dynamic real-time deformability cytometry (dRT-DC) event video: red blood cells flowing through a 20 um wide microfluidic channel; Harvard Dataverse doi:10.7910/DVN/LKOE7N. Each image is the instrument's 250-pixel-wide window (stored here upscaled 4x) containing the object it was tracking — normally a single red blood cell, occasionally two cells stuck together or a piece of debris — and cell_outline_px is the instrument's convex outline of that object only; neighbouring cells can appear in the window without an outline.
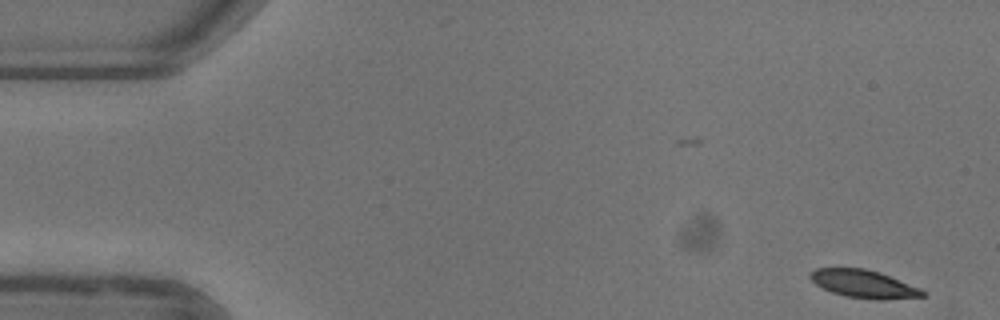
{"species": "common noctule bat (a hibernating species)", "species_latin": "Nyctalus noctula", "temperature_condition": "warm", "stored_images_in_passage": 51, "camera_frame_rate_fps": 3000, "um_per_image_px": 0.085, "animal": {"sex": "female"}, "frame": {"image": 1, "passage_image": 1, "time_ms": 0.0, "image_size_px": [1000, 320], "cell_outline_px": [[928, 296], [884, 300], [876, 300], [844, 296], [832, 292], [816, 284], [808, 276], [816, 268], [864, 268], [880, 272], [920, 288], [928, 292]], "centroid_in_image_um": [73.48, 24.15], "position_along_channel_um": 11.5, "area_um2": 18.38}}
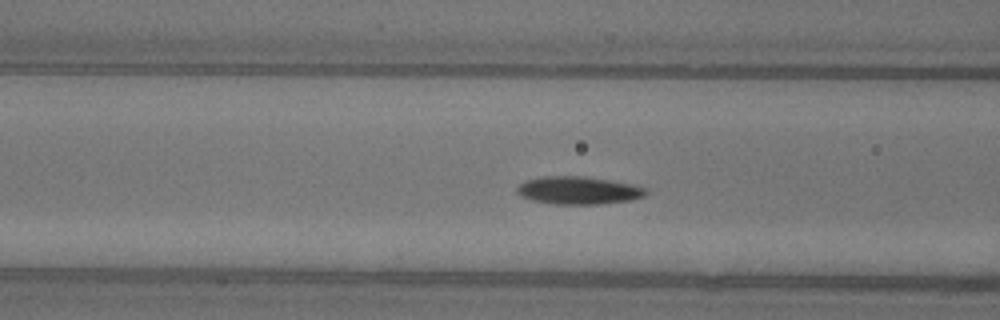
{"frame": {"image": 2, "passage_image": 19, "time_ms": 6.0, "image_size_px": [1000, 320], "cell_outline_px": [[648, 192], [644, 196], [632, 200], [600, 204], [552, 204], [532, 200], [520, 196], [516, 192], [516, 188], [524, 180], [540, 176], [584, 176], [632, 184], [644, 188]], "centroid_in_image_um": [49.12, 16.18], "position_along_channel_um": 117.5, "area_um2": 20.98}}
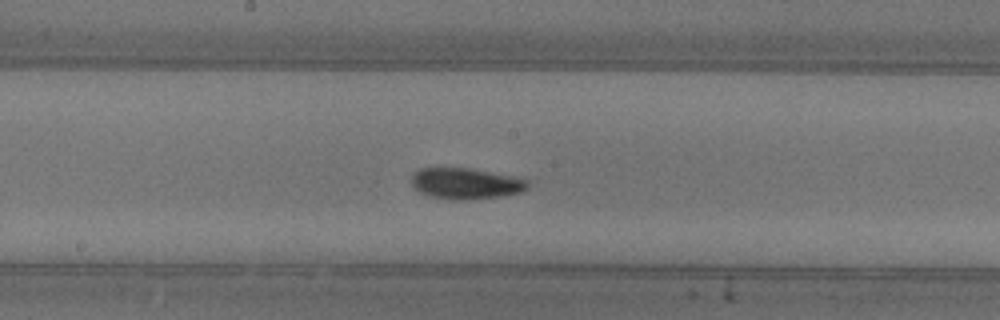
{"frame": {"image": 3, "passage_image": 26, "time_ms": 8.333, "image_size_px": [1000, 320], "cell_outline_px": [[528, 188], [520, 192], [500, 196], [464, 200], [452, 200], [432, 196], [420, 192], [412, 184], [412, 176], [420, 168], [472, 168], [528, 180]], "centroid_in_image_um": [39.58, 15.6], "position_along_channel_um": 208.6, "area_um2": 20.69}, "authors_computed_cell_mechanics": {"area_um2": 19.5942, "velocity_mm_per_s": 3.9074, "shape_relaxation_time_tau1_ms": 3.6694, "shape_relaxation_time_tau2_ms": 1.9103, "deformation_change_tau1": 0.1344, "deformation_change_tau2": 0.0653}}